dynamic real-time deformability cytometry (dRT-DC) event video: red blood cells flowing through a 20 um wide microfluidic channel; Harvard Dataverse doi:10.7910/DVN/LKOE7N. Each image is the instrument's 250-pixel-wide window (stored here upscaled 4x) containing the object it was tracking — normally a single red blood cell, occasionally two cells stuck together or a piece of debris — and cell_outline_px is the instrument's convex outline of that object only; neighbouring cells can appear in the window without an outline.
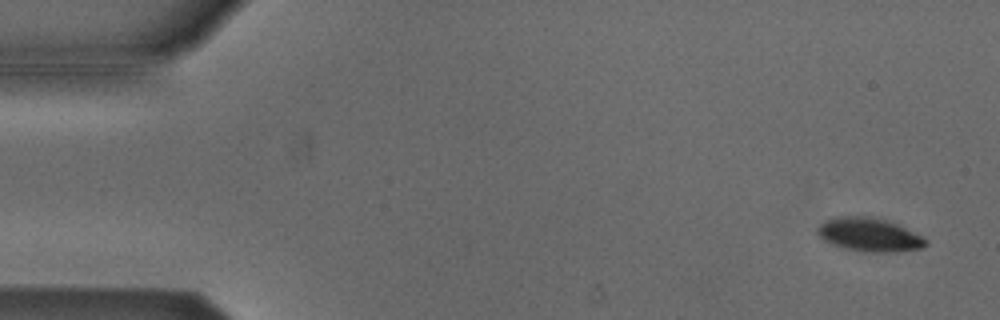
{"species": "Egyptian fruit bat (a non-hibernating species)", "species_latin": "Rousettus aegyptiacus", "temperature_condition": "cold", "stored_images_in_passage": 54, "camera_frame_rate_fps": 3000, "um_per_image_px": 0.085, "animal": {"sex": "male"}, "frame": {"image": 1, "passage_image": 3, "time_ms": 0.667, "image_size_px": [1000, 320], "cell_outline_px": [[928, 244], [920, 248], [896, 252], [864, 252], [844, 248], [832, 244], [824, 240], [816, 232], [816, 228], [820, 224], [828, 220], [844, 216], [872, 216], [888, 220], [928, 240]], "centroid_in_image_um": [73.88, 19.96], "position_along_channel_um": 11.1, "area_um2": 20.98}}
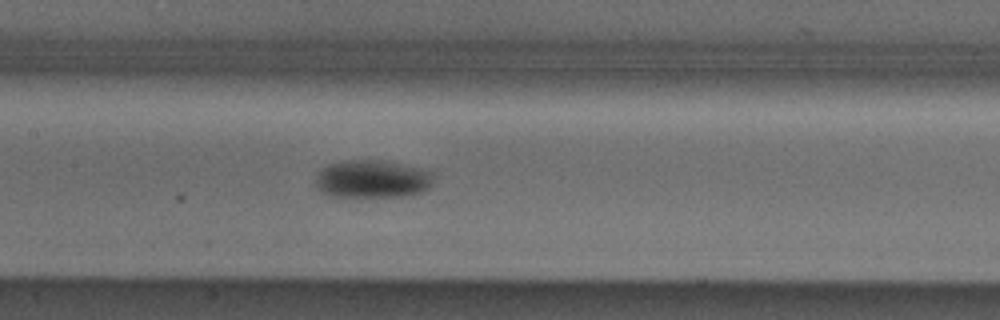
{"frame": {"image": 2, "passage_image": 26, "time_ms": 8.333, "image_size_px": [1000, 320], "cell_outline_px": [[428, 188], [420, 192], [404, 196], [332, 196], [320, 192], [316, 188], [316, 172], [320, 168], [328, 164], [340, 160], [388, 160], [416, 168], [428, 172]], "centroid_in_image_um": [31.48, 15.2], "position_along_channel_um": 175.9, "area_um2": 25.72}}
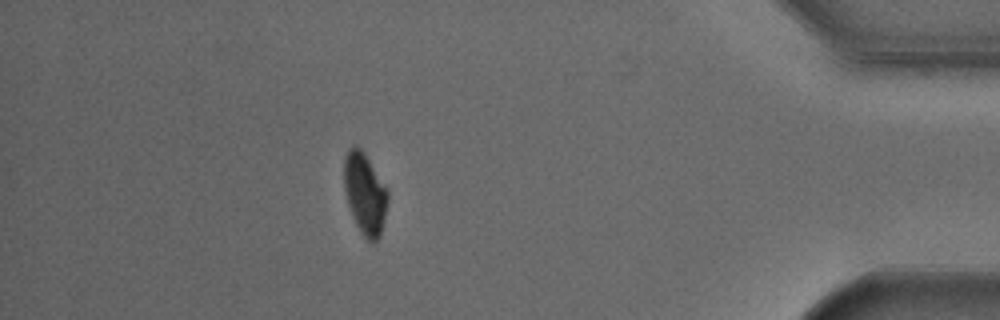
{"frame": {"image": 3, "passage_image": 48, "time_ms": 15.667, "image_size_px": [1000, 320], "cell_outline_px": [[388, 200], [384, 220], [380, 236], [372, 244], [360, 232], [352, 216], [348, 204], [344, 188], [344, 156], [348, 148], [352, 144], [356, 144], [364, 152], [388, 192]], "centroid_in_image_um": [30.99, 16.44], "position_along_channel_um": 404.2, "area_um2": 20.69}, "authors_computed_cell_mechanics": {"area_um2": 22.4553, "velocity_mm_per_s": 3.7864, "shape_relaxation_time_tau1_ms": 1.4562, "shape_relaxation_time_tau2_ms": null, "deformation_change_tau1": 0.0899, "deformation_change_tau2": null}}